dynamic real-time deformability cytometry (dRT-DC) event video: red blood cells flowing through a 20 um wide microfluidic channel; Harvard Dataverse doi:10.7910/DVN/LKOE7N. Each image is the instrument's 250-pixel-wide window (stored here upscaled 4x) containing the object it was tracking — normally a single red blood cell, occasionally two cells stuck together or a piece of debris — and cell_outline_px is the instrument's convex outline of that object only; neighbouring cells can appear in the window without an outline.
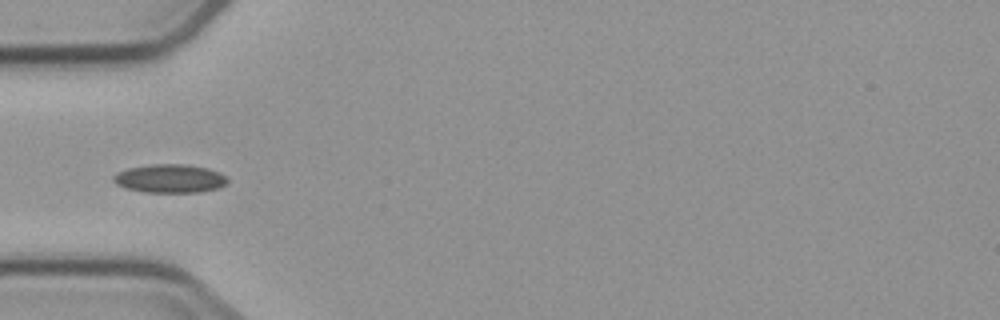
{"species": "common noctule bat (a hibernating species)", "species_latin": "Nyctalus noctula", "temperature_condition": "cold", "stored_images_in_passage": 5, "camera_frame_rate_fps": 3000, "um_per_image_px": 0.085, "animal": {"sex": "male", "body_mass_g": 23.1, "forearm_length_mm": 52.7}, "frame": {"image": 1, "passage_image": 5, "time_ms": 4.667, "image_size_px": [1000, 320], "cell_outline_px": [[228, 184], [220, 188], [200, 192], [144, 192], [124, 188], [116, 184], [112, 180], [112, 176], [116, 172], [128, 168], [148, 164], [184, 164], [208, 168], [220, 172], [228, 180]], "centroid_in_image_um": [14.42, 15.17], "position_along_channel_um": 70.6, "area_um2": 19.25}}